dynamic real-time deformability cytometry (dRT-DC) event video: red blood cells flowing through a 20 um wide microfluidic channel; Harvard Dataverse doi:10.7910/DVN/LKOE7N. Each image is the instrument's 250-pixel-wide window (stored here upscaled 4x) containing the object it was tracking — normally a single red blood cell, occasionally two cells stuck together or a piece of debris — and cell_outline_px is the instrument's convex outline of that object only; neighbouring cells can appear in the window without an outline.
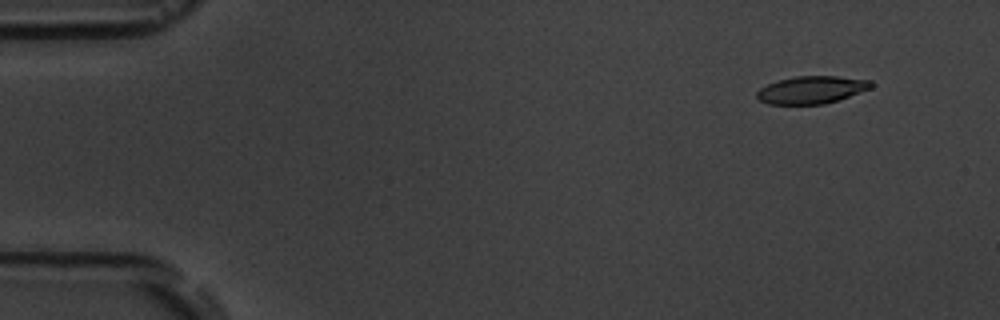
{"species": "common noctule bat (a hibernating species)", "species_latin": "Nyctalus noctula", "temperature_condition": "room temperature", "stored_images_in_passage": 5, "camera_frame_rate_fps": 3000, "um_per_image_px": 0.085, "animal": {"sex": "male", "body_mass_g": 19.5, "forearm_length_mm": 54.6}, "frame": {"image": 1, "passage_image": 2, "time_ms": 1.0, "image_size_px": [1000, 320], "cell_outline_px": [[872, 88], [824, 104], [768, 104], [760, 100], [756, 96], [756, 92], [760, 88], [776, 80], [796, 76], [836, 76], [872, 80]], "centroid_in_image_um": [68.96, 7.62], "position_along_channel_um": 16.0, "area_um2": 18.26}}
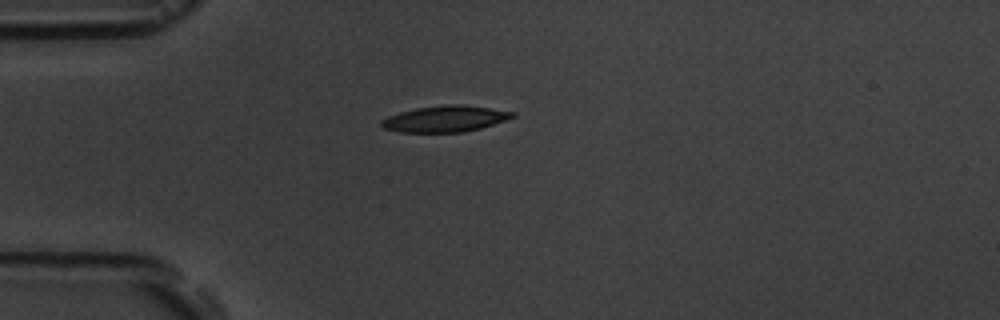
{"frame": {"image": 2, "passage_image": 5, "time_ms": 4.333, "image_size_px": [1000, 320], "cell_outline_px": [[516, 116], [480, 128], [464, 132], [400, 132], [384, 128], [380, 124], [380, 120], [388, 116], [400, 112], [416, 108], [452, 104], [464, 104], [516, 112]], "centroid_in_image_um": [37.83, 10.09], "position_along_channel_um": 47.2, "area_um2": 19.88}}